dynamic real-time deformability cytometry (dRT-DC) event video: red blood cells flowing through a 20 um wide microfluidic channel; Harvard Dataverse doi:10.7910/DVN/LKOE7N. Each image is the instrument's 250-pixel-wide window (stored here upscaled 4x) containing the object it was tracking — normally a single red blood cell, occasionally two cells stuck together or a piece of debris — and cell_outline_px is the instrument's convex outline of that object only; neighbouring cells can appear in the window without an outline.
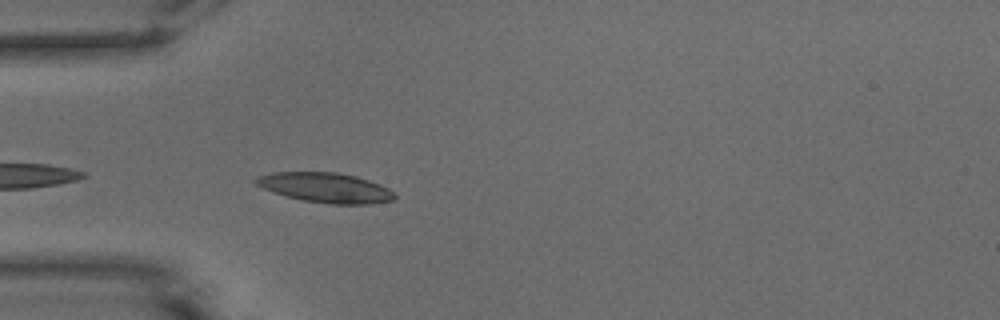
{"species": "common noctule bat (a hibernating species)", "species_latin": "Nyctalus noctula", "temperature_condition": "warm", "stored_images_in_passage": 11, "camera_frame_rate_fps": 3000, "um_per_image_px": 0.085, "animal": {"sex": "male", "body_mass_g": 15.6}, "frame": {"image": 1, "passage_image": 2, "time_ms": 0.333, "image_size_px": [1000, 320], "cell_outline_px": [[396, 196], [392, 200], [368, 204], [332, 204], [300, 200], [272, 192], [256, 184], [252, 180], [256, 176], [272, 172], [336, 172], [356, 176], [380, 184], [396, 192]], "centroid_in_image_um": [27.65, 15.94], "position_along_channel_um": 57.4, "area_um2": 24.28}}